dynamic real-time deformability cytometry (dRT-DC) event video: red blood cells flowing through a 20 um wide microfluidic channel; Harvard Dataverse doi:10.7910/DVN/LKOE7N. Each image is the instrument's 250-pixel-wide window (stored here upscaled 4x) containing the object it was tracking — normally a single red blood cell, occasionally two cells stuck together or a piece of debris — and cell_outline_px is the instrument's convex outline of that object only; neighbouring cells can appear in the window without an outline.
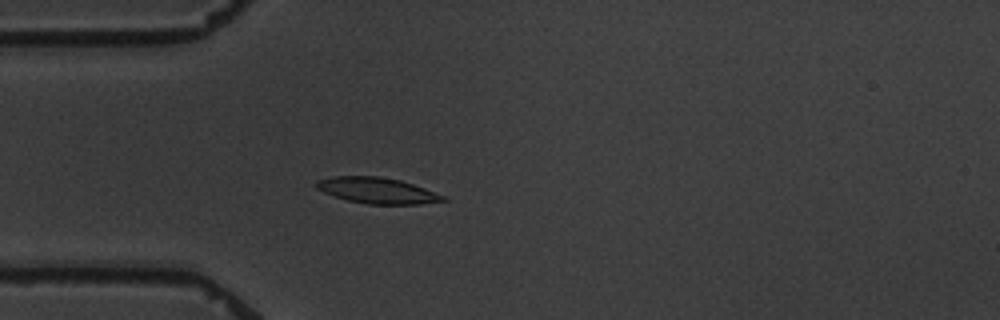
{"species": "common noctule bat (a hibernating species)", "species_latin": "Nyctalus noctula", "temperature_condition": "warm", "stored_images_in_passage": 5, "camera_frame_rate_fps": 3000, "um_per_image_px": 0.085, "animal": {"sex": "male", "body_mass_g": 19.5, "forearm_length_mm": 54.6}, "frame": {"image": 1, "passage_image": 4, "time_ms": 3.333, "image_size_px": [1000, 320], "cell_outline_px": [[448, 200], [420, 204], [368, 204], [348, 200], [324, 192], [316, 188], [316, 180], [332, 176], [380, 176], [400, 180], [424, 188], [444, 196]], "centroid_in_image_um": [32.05, 16.18], "position_along_channel_um": 53.0, "area_um2": 18.96}}